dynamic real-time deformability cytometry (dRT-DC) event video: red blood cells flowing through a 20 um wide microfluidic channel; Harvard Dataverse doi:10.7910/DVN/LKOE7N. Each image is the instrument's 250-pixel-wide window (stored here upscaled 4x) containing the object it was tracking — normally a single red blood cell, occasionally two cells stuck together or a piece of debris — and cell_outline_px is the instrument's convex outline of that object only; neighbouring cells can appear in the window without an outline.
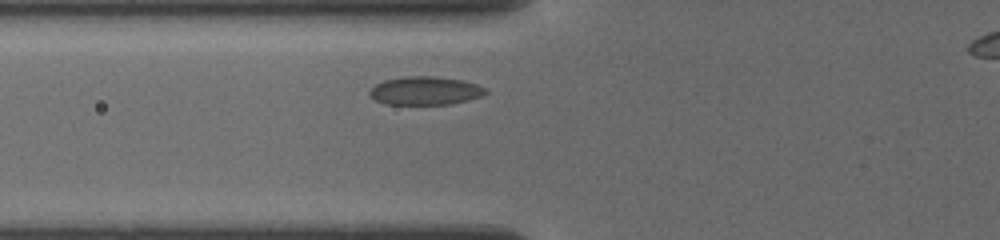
{"species": "common noctule bat (a hibernating species)", "species_latin": "Nyctalus noctula", "temperature_condition": "cold", "stored_images_in_passage": 4, "camera_frame_rate_fps": 3000, "um_per_image_px": 0.085, "animal": {"sex": "female", "body_mass_g": 19.5, "forearm_length_mm": 54.1}, "frame": {"image": 1, "passage_image": 2, "time_ms": 1.0, "image_size_px": [1000, 240], "cell_outline_px": [[488, 92], [480, 96], [468, 100], [448, 104], [384, 104], [376, 100], [368, 92], [376, 84], [384, 80], [404, 76], [436, 76], [460, 80], [476, 84], [484, 88]], "centroid_in_image_um": [36.12, 7.71], "position_along_channel_um": 89.7, "area_um2": 18.96}}
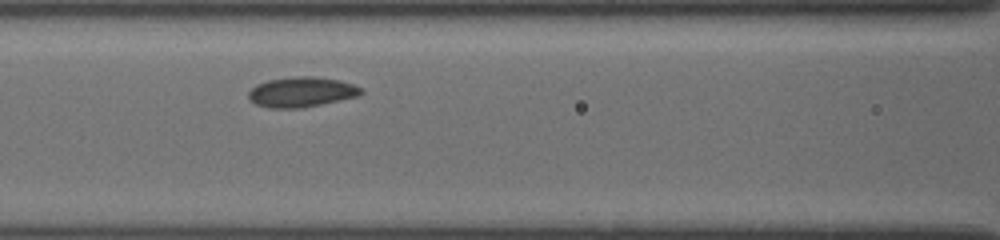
{"frame": {"image": 2, "passage_image": 4, "time_ms": 2.333, "image_size_px": [1000, 240], "cell_outline_px": [[364, 92], [360, 96], [300, 108], [268, 108], [256, 104], [248, 96], [248, 92], [256, 84], [268, 80], [292, 76], [312, 76], [340, 80], [352, 84], [360, 88]], "centroid_in_image_um": [25.62, 7.81], "position_along_channel_um": 141.0, "area_um2": 19.71}}